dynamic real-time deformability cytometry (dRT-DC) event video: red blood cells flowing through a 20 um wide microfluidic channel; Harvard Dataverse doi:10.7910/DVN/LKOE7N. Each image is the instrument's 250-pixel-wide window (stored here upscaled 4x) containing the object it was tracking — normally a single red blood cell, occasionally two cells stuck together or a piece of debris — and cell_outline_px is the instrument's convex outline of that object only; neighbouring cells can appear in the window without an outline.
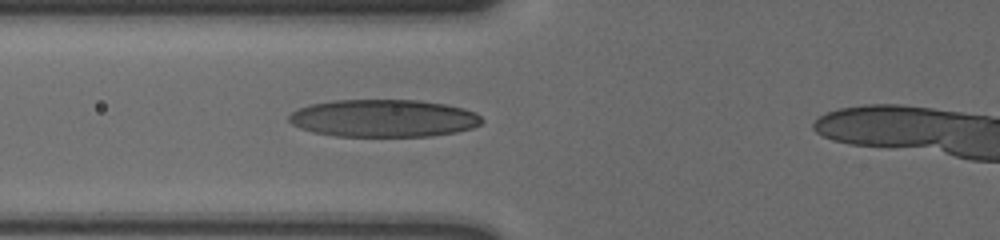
{"species": "human", "species_latin": "Homo sapiens", "temperature_condition": "cold", "stored_images_in_passage": 3, "camera_frame_rate_fps": 3000, "um_per_image_px": 0.085, "donor": {"sex": "male"}, "frame": {"image": 1, "passage_image": 3, "time_ms": 0.667, "image_size_px": [1000, 240], "cell_outline_px": [[484, 120], [480, 124], [472, 128], [456, 132], [432, 136], [336, 136], [312, 132], [300, 128], [292, 124], [288, 120], [288, 116], [296, 108], [312, 104], [332, 100], [420, 100], [444, 104], [464, 108], [476, 112]], "centroid_in_image_um": [32.6, 10.05], "position_along_channel_um": 93.2, "area_um2": 42.43}}